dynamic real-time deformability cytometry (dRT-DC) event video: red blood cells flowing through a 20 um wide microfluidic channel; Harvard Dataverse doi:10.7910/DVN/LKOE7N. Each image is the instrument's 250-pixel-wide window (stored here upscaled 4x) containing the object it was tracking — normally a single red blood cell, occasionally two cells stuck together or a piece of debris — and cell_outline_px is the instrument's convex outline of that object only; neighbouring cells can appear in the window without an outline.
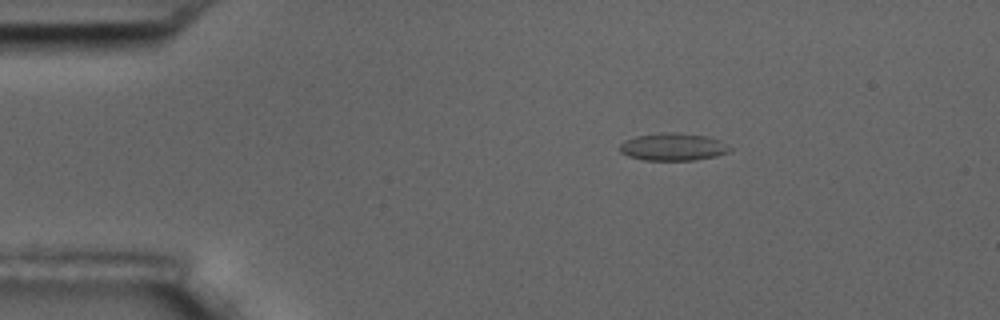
{"species": "common noctule bat (a hibernating species)", "species_latin": "Nyctalus noctula", "temperature_condition": "room temperature", "stored_images_in_passage": 3, "camera_frame_rate_fps": 3000, "um_per_image_px": 0.085, "animal": {"sex": "male", "body_mass_g": 17.5, "forearm_length_mm": 52.3}, "frame": {"image": 1, "passage_image": 1, "time_ms": 0.0, "image_size_px": [1000, 320], "cell_outline_px": [[732, 148], [728, 152], [716, 156], [692, 160], [644, 160], [628, 156], [620, 152], [620, 144], [624, 140], [636, 136], [664, 132], [680, 132], [708, 136], [720, 140]], "centroid_in_image_um": [57.21, 12.47], "position_along_channel_um": 27.8, "area_um2": 17.74}}